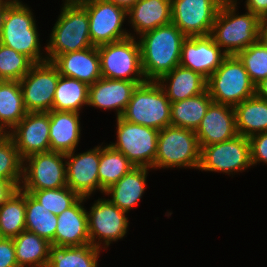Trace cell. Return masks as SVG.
Segmentation results:
<instances>
[{"label":"cell","instance_id":"1","mask_svg":"<svg viewBox=\"0 0 267 267\" xmlns=\"http://www.w3.org/2000/svg\"><path fill=\"white\" fill-rule=\"evenodd\" d=\"M139 37L142 70L147 81H158L179 66L186 36L176 25L159 26Z\"/></svg>","mask_w":267,"mask_h":267},{"label":"cell","instance_id":"2","mask_svg":"<svg viewBox=\"0 0 267 267\" xmlns=\"http://www.w3.org/2000/svg\"><path fill=\"white\" fill-rule=\"evenodd\" d=\"M93 46L86 8L78 0L65 1L50 34V40L44 48L47 61L51 62L60 54L80 51Z\"/></svg>","mask_w":267,"mask_h":267},{"label":"cell","instance_id":"3","mask_svg":"<svg viewBox=\"0 0 267 267\" xmlns=\"http://www.w3.org/2000/svg\"><path fill=\"white\" fill-rule=\"evenodd\" d=\"M236 7L237 3L220 7L210 33L227 55H236L260 40L261 19L248 10L238 15Z\"/></svg>","mask_w":267,"mask_h":267},{"label":"cell","instance_id":"4","mask_svg":"<svg viewBox=\"0 0 267 267\" xmlns=\"http://www.w3.org/2000/svg\"><path fill=\"white\" fill-rule=\"evenodd\" d=\"M32 10L14 0L6 10L0 43L27 56L34 64L47 61L42 56L39 34Z\"/></svg>","mask_w":267,"mask_h":267},{"label":"cell","instance_id":"5","mask_svg":"<svg viewBox=\"0 0 267 267\" xmlns=\"http://www.w3.org/2000/svg\"><path fill=\"white\" fill-rule=\"evenodd\" d=\"M121 118L160 131L171 126V102L157 81H146L134 89Z\"/></svg>","mask_w":267,"mask_h":267},{"label":"cell","instance_id":"6","mask_svg":"<svg viewBox=\"0 0 267 267\" xmlns=\"http://www.w3.org/2000/svg\"><path fill=\"white\" fill-rule=\"evenodd\" d=\"M206 89L213 102L235 106L256 95V85L236 55H227L207 79Z\"/></svg>","mask_w":267,"mask_h":267},{"label":"cell","instance_id":"7","mask_svg":"<svg viewBox=\"0 0 267 267\" xmlns=\"http://www.w3.org/2000/svg\"><path fill=\"white\" fill-rule=\"evenodd\" d=\"M201 148L194 130L167 126L159 131L155 169L199 168Z\"/></svg>","mask_w":267,"mask_h":267},{"label":"cell","instance_id":"8","mask_svg":"<svg viewBox=\"0 0 267 267\" xmlns=\"http://www.w3.org/2000/svg\"><path fill=\"white\" fill-rule=\"evenodd\" d=\"M135 37L97 46L102 78L146 82L141 64V49Z\"/></svg>","mask_w":267,"mask_h":267},{"label":"cell","instance_id":"9","mask_svg":"<svg viewBox=\"0 0 267 267\" xmlns=\"http://www.w3.org/2000/svg\"><path fill=\"white\" fill-rule=\"evenodd\" d=\"M116 120L117 142L109 145L124 154L135 167L155 169L159 130L130 123L121 117Z\"/></svg>","mask_w":267,"mask_h":267},{"label":"cell","instance_id":"10","mask_svg":"<svg viewBox=\"0 0 267 267\" xmlns=\"http://www.w3.org/2000/svg\"><path fill=\"white\" fill-rule=\"evenodd\" d=\"M65 161L64 153L54 151L25 158L20 189L31 194L33 191L67 186Z\"/></svg>","mask_w":267,"mask_h":267},{"label":"cell","instance_id":"11","mask_svg":"<svg viewBox=\"0 0 267 267\" xmlns=\"http://www.w3.org/2000/svg\"><path fill=\"white\" fill-rule=\"evenodd\" d=\"M89 16L90 39L94 46L112 43L134 34L122 29L127 11L108 0H78ZM134 35V36H133Z\"/></svg>","mask_w":267,"mask_h":267},{"label":"cell","instance_id":"12","mask_svg":"<svg viewBox=\"0 0 267 267\" xmlns=\"http://www.w3.org/2000/svg\"><path fill=\"white\" fill-rule=\"evenodd\" d=\"M200 148L198 170L230 175L252 166L249 140L239 134L230 140Z\"/></svg>","mask_w":267,"mask_h":267},{"label":"cell","instance_id":"13","mask_svg":"<svg viewBox=\"0 0 267 267\" xmlns=\"http://www.w3.org/2000/svg\"><path fill=\"white\" fill-rule=\"evenodd\" d=\"M126 214L127 212L120 210L109 199L96 200L87 212L90 243L100 249L103 244L105 249L111 242L122 239L129 226Z\"/></svg>","mask_w":267,"mask_h":267},{"label":"cell","instance_id":"14","mask_svg":"<svg viewBox=\"0 0 267 267\" xmlns=\"http://www.w3.org/2000/svg\"><path fill=\"white\" fill-rule=\"evenodd\" d=\"M58 69L49 61L34 64L19 81L23 104L27 112L52 110L55 90L59 79Z\"/></svg>","mask_w":267,"mask_h":267},{"label":"cell","instance_id":"15","mask_svg":"<svg viewBox=\"0 0 267 267\" xmlns=\"http://www.w3.org/2000/svg\"><path fill=\"white\" fill-rule=\"evenodd\" d=\"M219 8L214 0H171L172 23L186 37L207 36Z\"/></svg>","mask_w":267,"mask_h":267},{"label":"cell","instance_id":"16","mask_svg":"<svg viewBox=\"0 0 267 267\" xmlns=\"http://www.w3.org/2000/svg\"><path fill=\"white\" fill-rule=\"evenodd\" d=\"M75 151L65 154L67 186L79 197L89 199L93 192L100 191V146L79 154Z\"/></svg>","mask_w":267,"mask_h":267},{"label":"cell","instance_id":"17","mask_svg":"<svg viewBox=\"0 0 267 267\" xmlns=\"http://www.w3.org/2000/svg\"><path fill=\"white\" fill-rule=\"evenodd\" d=\"M49 112H27L8 133L14 140L21 158L50 151Z\"/></svg>","mask_w":267,"mask_h":267},{"label":"cell","instance_id":"18","mask_svg":"<svg viewBox=\"0 0 267 267\" xmlns=\"http://www.w3.org/2000/svg\"><path fill=\"white\" fill-rule=\"evenodd\" d=\"M226 56L210 35L186 37L182 42L179 65L199 73L207 80Z\"/></svg>","mask_w":267,"mask_h":267},{"label":"cell","instance_id":"19","mask_svg":"<svg viewBox=\"0 0 267 267\" xmlns=\"http://www.w3.org/2000/svg\"><path fill=\"white\" fill-rule=\"evenodd\" d=\"M200 147L230 140L238 135L234 107L213 102L195 130Z\"/></svg>","mask_w":267,"mask_h":267},{"label":"cell","instance_id":"20","mask_svg":"<svg viewBox=\"0 0 267 267\" xmlns=\"http://www.w3.org/2000/svg\"><path fill=\"white\" fill-rule=\"evenodd\" d=\"M51 63L61 76L75 78L88 85L102 78L97 46L60 54Z\"/></svg>","mask_w":267,"mask_h":267},{"label":"cell","instance_id":"21","mask_svg":"<svg viewBox=\"0 0 267 267\" xmlns=\"http://www.w3.org/2000/svg\"><path fill=\"white\" fill-rule=\"evenodd\" d=\"M137 85L134 81L100 78L89 85L88 106L113 109L121 117Z\"/></svg>","mask_w":267,"mask_h":267},{"label":"cell","instance_id":"22","mask_svg":"<svg viewBox=\"0 0 267 267\" xmlns=\"http://www.w3.org/2000/svg\"><path fill=\"white\" fill-rule=\"evenodd\" d=\"M87 198L80 197L71 207L57 216L54 245L81 246L90 243L87 211L82 205Z\"/></svg>","mask_w":267,"mask_h":267},{"label":"cell","instance_id":"23","mask_svg":"<svg viewBox=\"0 0 267 267\" xmlns=\"http://www.w3.org/2000/svg\"><path fill=\"white\" fill-rule=\"evenodd\" d=\"M80 114L67 111H49L50 151L69 153L76 149L80 141Z\"/></svg>","mask_w":267,"mask_h":267},{"label":"cell","instance_id":"24","mask_svg":"<svg viewBox=\"0 0 267 267\" xmlns=\"http://www.w3.org/2000/svg\"><path fill=\"white\" fill-rule=\"evenodd\" d=\"M136 35L172 23L171 0H139L127 11Z\"/></svg>","mask_w":267,"mask_h":267},{"label":"cell","instance_id":"25","mask_svg":"<svg viewBox=\"0 0 267 267\" xmlns=\"http://www.w3.org/2000/svg\"><path fill=\"white\" fill-rule=\"evenodd\" d=\"M157 82L169 101L173 103L203 93L206 90L207 80L199 73L179 65Z\"/></svg>","mask_w":267,"mask_h":267},{"label":"cell","instance_id":"26","mask_svg":"<svg viewBox=\"0 0 267 267\" xmlns=\"http://www.w3.org/2000/svg\"><path fill=\"white\" fill-rule=\"evenodd\" d=\"M148 167H134L126 173L119 181L105 190V195H110L109 199L120 210L129 212L138 204L145 192Z\"/></svg>","mask_w":267,"mask_h":267},{"label":"cell","instance_id":"27","mask_svg":"<svg viewBox=\"0 0 267 267\" xmlns=\"http://www.w3.org/2000/svg\"><path fill=\"white\" fill-rule=\"evenodd\" d=\"M236 130L249 138L267 132V101L254 95L234 106Z\"/></svg>","mask_w":267,"mask_h":267},{"label":"cell","instance_id":"28","mask_svg":"<svg viewBox=\"0 0 267 267\" xmlns=\"http://www.w3.org/2000/svg\"><path fill=\"white\" fill-rule=\"evenodd\" d=\"M26 114L19 81L0 80V133L8 134Z\"/></svg>","mask_w":267,"mask_h":267},{"label":"cell","instance_id":"29","mask_svg":"<svg viewBox=\"0 0 267 267\" xmlns=\"http://www.w3.org/2000/svg\"><path fill=\"white\" fill-rule=\"evenodd\" d=\"M212 103L207 89L194 97L171 103V126L195 131Z\"/></svg>","mask_w":267,"mask_h":267},{"label":"cell","instance_id":"30","mask_svg":"<svg viewBox=\"0 0 267 267\" xmlns=\"http://www.w3.org/2000/svg\"><path fill=\"white\" fill-rule=\"evenodd\" d=\"M19 267H45L49 261L50 243L36 233L24 230L13 238Z\"/></svg>","mask_w":267,"mask_h":267},{"label":"cell","instance_id":"31","mask_svg":"<svg viewBox=\"0 0 267 267\" xmlns=\"http://www.w3.org/2000/svg\"><path fill=\"white\" fill-rule=\"evenodd\" d=\"M102 249L91 243L81 246L50 244L48 267H97Z\"/></svg>","mask_w":267,"mask_h":267},{"label":"cell","instance_id":"32","mask_svg":"<svg viewBox=\"0 0 267 267\" xmlns=\"http://www.w3.org/2000/svg\"><path fill=\"white\" fill-rule=\"evenodd\" d=\"M89 85L75 78L59 76L52 110L80 113L88 105Z\"/></svg>","mask_w":267,"mask_h":267},{"label":"cell","instance_id":"33","mask_svg":"<svg viewBox=\"0 0 267 267\" xmlns=\"http://www.w3.org/2000/svg\"><path fill=\"white\" fill-rule=\"evenodd\" d=\"M26 230L36 233L54 245L57 216L47 210L30 193L25 191Z\"/></svg>","mask_w":267,"mask_h":267},{"label":"cell","instance_id":"34","mask_svg":"<svg viewBox=\"0 0 267 267\" xmlns=\"http://www.w3.org/2000/svg\"><path fill=\"white\" fill-rule=\"evenodd\" d=\"M135 166L111 145L100 146L98 177L100 192L104 193Z\"/></svg>","mask_w":267,"mask_h":267},{"label":"cell","instance_id":"35","mask_svg":"<svg viewBox=\"0 0 267 267\" xmlns=\"http://www.w3.org/2000/svg\"><path fill=\"white\" fill-rule=\"evenodd\" d=\"M24 230L25 191L19 188L0 207V233L2 237L14 238Z\"/></svg>","mask_w":267,"mask_h":267},{"label":"cell","instance_id":"36","mask_svg":"<svg viewBox=\"0 0 267 267\" xmlns=\"http://www.w3.org/2000/svg\"><path fill=\"white\" fill-rule=\"evenodd\" d=\"M23 175V159L14 140L8 134L0 135V180L9 181L18 189Z\"/></svg>","mask_w":267,"mask_h":267},{"label":"cell","instance_id":"37","mask_svg":"<svg viewBox=\"0 0 267 267\" xmlns=\"http://www.w3.org/2000/svg\"><path fill=\"white\" fill-rule=\"evenodd\" d=\"M236 56L255 85L267 78V46L261 40L239 51Z\"/></svg>","mask_w":267,"mask_h":267},{"label":"cell","instance_id":"38","mask_svg":"<svg viewBox=\"0 0 267 267\" xmlns=\"http://www.w3.org/2000/svg\"><path fill=\"white\" fill-rule=\"evenodd\" d=\"M33 65L27 56L0 43V80L20 81Z\"/></svg>","mask_w":267,"mask_h":267},{"label":"cell","instance_id":"39","mask_svg":"<svg viewBox=\"0 0 267 267\" xmlns=\"http://www.w3.org/2000/svg\"><path fill=\"white\" fill-rule=\"evenodd\" d=\"M31 195L56 216L71 207L80 198L68 186L33 191Z\"/></svg>","mask_w":267,"mask_h":267},{"label":"cell","instance_id":"40","mask_svg":"<svg viewBox=\"0 0 267 267\" xmlns=\"http://www.w3.org/2000/svg\"><path fill=\"white\" fill-rule=\"evenodd\" d=\"M248 140L252 166L261 162L267 164V132L253 135Z\"/></svg>","mask_w":267,"mask_h":267},{"label":"cell","instance_id":"41","mask_svg":"<svg viewBox=\"0 0 267 267\" xmlns=\"http://www.w3.org/2000/svg\"><path fill=\"white\" fill-rule=\"evenodd\" d=\"M0 267H19L13 238L2 237L0 240Z\"/></svg>","mask_w":267,"mask_h":267},{"label":"cell","instance_id":"42","mask_svg":"<svg viewBox=\"0 0 267 267\" xmlns=\"http://www.w3.org/2000/svg\"><path fill=\"white\" fill-rule=\"evenodd\" d=\"M246 10L257 15L261 20L267 19V0H246Z\"/></svg>","mask_w":267,"mask_h":267},{"label":"cell","instance_id":"43","mask_svg":"<svg viewBox=\"0 0 267 267\" xmlns=\"http://www.w3.org/2000/svg\"><path fill=\"white\" fill-rule=\"evenodd\" d=\"M18 188L9 181L0 180V207L12 196Z\"/></svg>","mask_w":267,"mask_h":267},{"label":"cell","instance_id":"44","mask_svg":"<svg viewBox=\"0 0 267 267\" xmlns=\"http://www.w3.org/2000/svg\"><path fill=\"white\" fill-rule=\"evenodd\" d=\"M14 0H0V38L2 33V26L4 23V17L6 14L7 7L13 2Z\"/></svg>","mask_w":267,"mask_h":267},{"label":"cell","instance_id":"45","mask_svg":"<svg viewBox=\"0 0 267 267\" xmlns=\"http://www.w3.org/2000/svg\"><path fill=\"white\" fill-rule=\"evenodd\" d=\"M256 95L267 101V78L256 85Z\"/></svg>","mask_w":267,"mask_h":267},{"label":"cell","instance_id":"46","mask_svg":"<svg viewBox=\"0 0 267 267\" xmlns=\"http://www.w3.org/2000/svg\"><path fill=\"white\" fill-rule=\"evenodd\" d=\"M117 6L125 9L128 11L130 8H132L139 0H108Z\"/></svg>","mask_w":267,"mask_h":267},{"label":"cell","instance_id":"47","mask_svg":"<svg viewBox=\"0 0 267 267\" xmlns=\"http://www.w3.org/2000/svg\"><path fill=\"white\" fill-rule=\"evenodd\" d=\"M260 40L267 46V19L261 20Z\"/></svg>","mask_w":267,"mask_h":267},{"label":"cell","instance_id":"48","mask_svg":"<svg viewBox=\"0 0 267 267\" xmlns=\"http://www.w3.org/2000/svg\"><path fill=\"white\" fill-rule=\"evenodd\" d=\"M220 7L234 5L237 3V0H214Z\"/></svg>","mask_w":267,"mask_h":267}]
</instances>
